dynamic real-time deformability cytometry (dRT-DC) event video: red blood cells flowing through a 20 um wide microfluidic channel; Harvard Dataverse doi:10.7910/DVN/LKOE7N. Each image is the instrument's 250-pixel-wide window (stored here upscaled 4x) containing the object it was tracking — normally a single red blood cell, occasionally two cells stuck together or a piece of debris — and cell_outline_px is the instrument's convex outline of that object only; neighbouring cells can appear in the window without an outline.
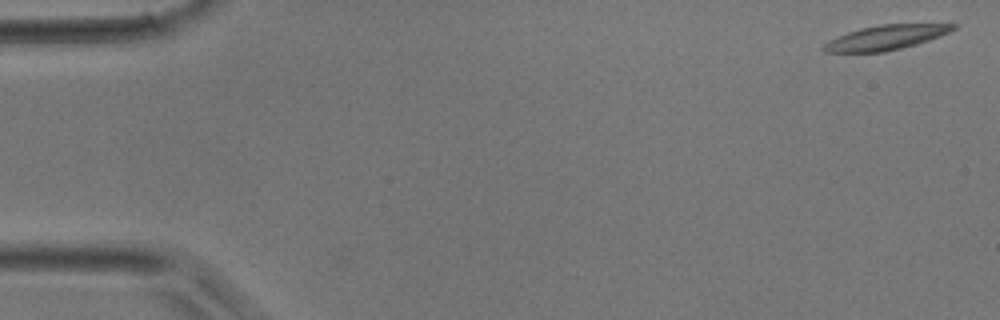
{"species": "common noctule bat (a hibernating species)", "species_latin": "Nyctalus noctula", "temperature_condition": "room temperature", "stored_images_in_passage": 4, "segment_of_instrument_passage": [1, 2], "camera_frame_rate_fps": 3000, "um_per_image_px": 0.085, "animal": {"sex": "male", "body_mass_g": 17.9}, "frame": {"image": 1, "passage_image": 1, "time_ms": 0.0, "image_size_px": [1000, 320], "cell_outline_px": [[956, 28], [940, 36], [916, 44], [884, 52], [824, 52], [820, 48], [828, 40], [848, 32], [860, 28], [880, 24], [956, 24]], "centroid_in_image_um": [75.24, 3.19], "position_along_channel_um": 9.8, "area_um2": 18.44}}